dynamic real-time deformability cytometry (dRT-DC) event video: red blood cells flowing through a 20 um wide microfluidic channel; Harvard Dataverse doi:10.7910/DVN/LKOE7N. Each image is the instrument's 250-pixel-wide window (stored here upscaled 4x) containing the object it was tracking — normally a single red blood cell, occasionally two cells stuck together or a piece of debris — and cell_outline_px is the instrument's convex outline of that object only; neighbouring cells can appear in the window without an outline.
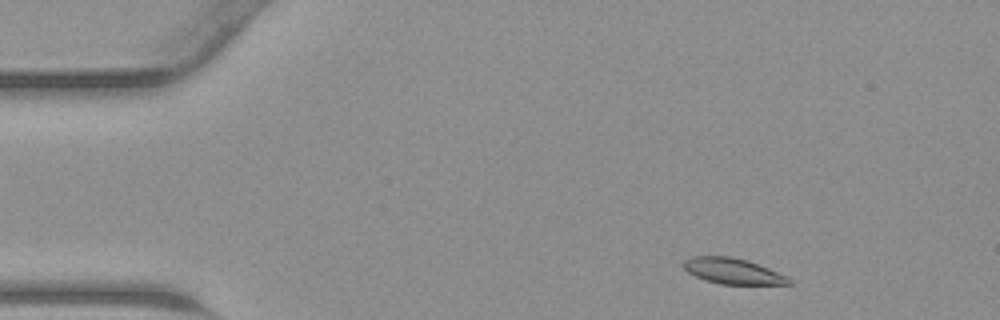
{"species": "common noctule bat (a hibernating species)", "species_latin": "Nyctalus noctula", "temperature_condition": "warm", "stored_images_in_passage": 41, "camera_frame_rate_fps": 3000, "um_per_image_px": 0.085, "animal": {"sex": "male", "body_mass_g": 23.1, "forearm_length_mm": 52.7}, "frame": {"image": 1, "passage_image": 2, "time_ms": 0.333, "image_size_px": [1000, 320], "cell_outline_px": [[792, 284], [720, 284], [704, 280], [688, 272], [684, 268], [684, 260], [692, 256], [728, 256], [748, 260], [788, 276], [792, 280]], "centroid_in_image_um": [62.3, 23.04], "position_along_channel_um": 22.7, "area_um2": 15.78}}
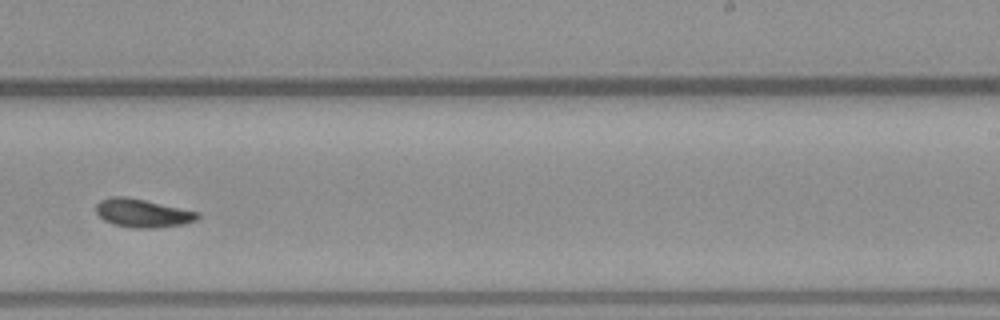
{"frame": {"image": 2, "passage_image": 24, "time_ms": 7.667, "image_size_px": [1000, 320], "cell_outline_px": [[200, 216], [196, 220], [184, 224], [160, 228], [132, 228], [112, 224], [104, 220], [96, 212], [96, 204], [100, 200], [112, 196], [128, 196], [200, 212]], "centroid_in_image_um": [12.13, 18.11], "position_along_channel_um": 276.9, "area_um2": 17.05}}
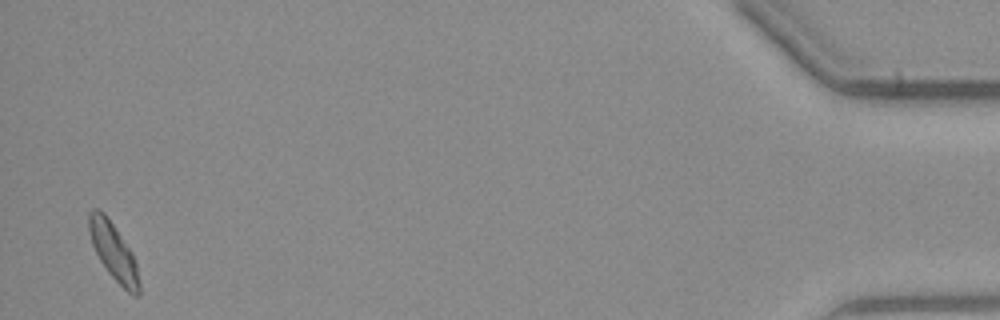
{"frame": {"image": 3, "passage_image": 40, "time_ms": 13.0, "image_size_px": [1000, 320], "cell_outline_px": [[140, 292], [136, 296], [128, 292], [108, 272], [100, 260], [92, 244], [88, 228], [88, 212], [92, 208], [96, 208], [104, 212], [132, 252], [136, 264], [140, 284]], "centroid_in_image_um": [9.63, 21.36], "position_along_channel_um": 425.6, "area_um2": 16.47}}